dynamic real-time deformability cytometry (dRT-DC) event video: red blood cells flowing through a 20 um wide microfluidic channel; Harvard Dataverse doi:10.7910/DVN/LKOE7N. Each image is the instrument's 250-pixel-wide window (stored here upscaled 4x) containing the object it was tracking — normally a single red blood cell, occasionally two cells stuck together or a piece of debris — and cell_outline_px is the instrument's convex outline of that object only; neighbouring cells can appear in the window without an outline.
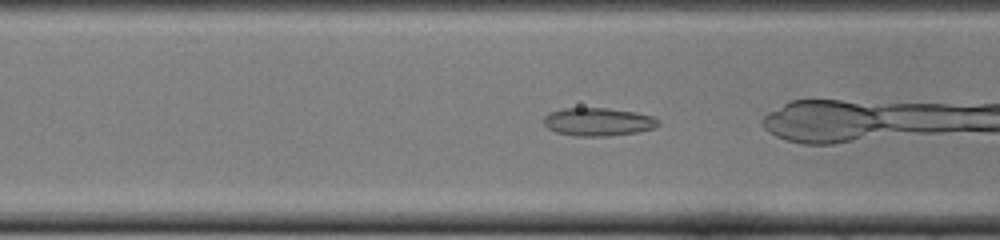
{"species": "common noctule bat (a hibernating species)", "species_latin": "Nyctalus noctula", "temperature_condition": "cold", "stored_images_in_passage": 47, "camera_frame_rate_fps": 3000, "um_per_image_px": 0.085, "animal": {"sex": "female", "body_mass_g": 22.0, "forearm_length_mm": 56.7}, "frame": {"image": 1, "passage_image": 16, "time_ms": 5.0, "image_size_px": [1000, 240], "cell_outline_px": [[660, 124], [656, 128], [636, 132], [608, 136], [576, 136], [556, 132], [548, 128], [544, 124], [544, 116], [548, 112], [560, 108], [604, 108], [636, 112], [652, 116], [660, 120]], "centroid_in_image_um": [50.84, 10.35], "position_along_channel_um": 115.8, "area_um2": 18.9}}
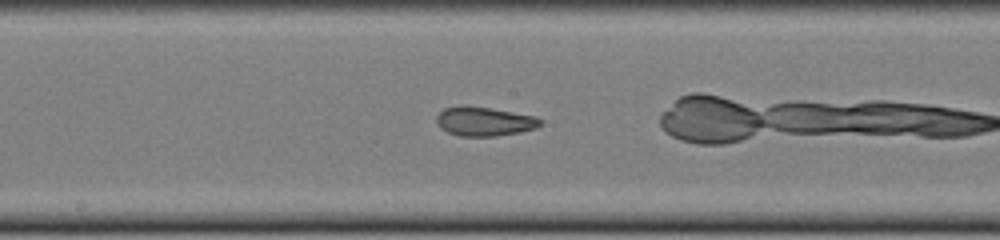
{"frame": {"image": 2, "passage_image": 23, "time_ms": 7.333, "image_size_px": [1000, 240], "cell_outline_px": [[544, 124], [536, 128], [520, 132], [496, 136], [460, 136], [448, 132], [440, 128], [436, 120], [436, 116], [444, 108], [460, 104], [464, 104], [492, 108], [536, 116], [544, 120]], "centroid_in_image_um": [41.19, 10.3], "position_along_channel_um": 207.0, "area_um2": 18.03}, "authors_computed_cell_mechanics": {"area_um2": 20.4612, "velocity_mm_per_s": 3.9254, "shape_relaxation_time_tau1_ms": null, "shape_relaxation_time_tau2_ms": 2.5131, "deformation_change_tau1": null, "deformation_change_tau2": 0.0962}}